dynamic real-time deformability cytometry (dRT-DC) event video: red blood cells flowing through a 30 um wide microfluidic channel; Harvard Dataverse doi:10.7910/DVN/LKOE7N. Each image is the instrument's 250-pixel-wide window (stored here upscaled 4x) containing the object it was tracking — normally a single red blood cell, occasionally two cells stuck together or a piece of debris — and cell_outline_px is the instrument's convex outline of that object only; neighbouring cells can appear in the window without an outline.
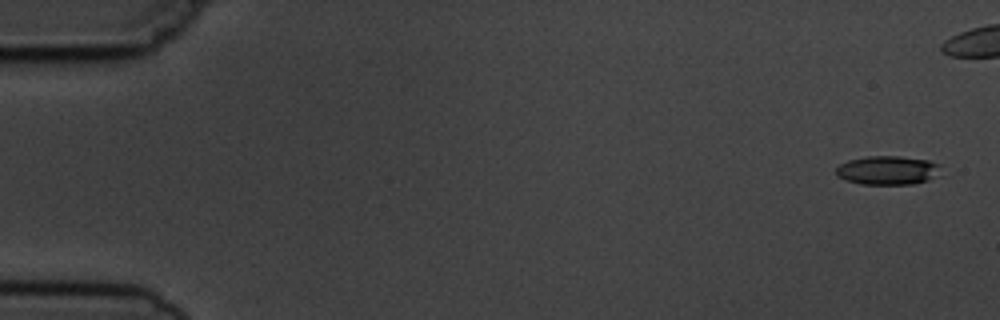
{"species": "common noctule bat (a hibernating species)", "species_latin": "Nyctalus noctula", "temperature_condition": "cold", "stored_images_in_passage": 7, "camera_frame_rate_fps": 3000, "um_per_image_px": 0.085, "animal": {"sex": "male", "body_mass_g": 19.5, "forearm_length_mm": 54.6}, "frame": {"image": 1, "passage_image": 1, "time_ms": 0.0, "image_size_px": [1000, 320], "cell_outline_px": [[944, 176], [912, 184], [860, 184], [836, 176], [836, 168], [840, 164], [848, 160], [868, 156], [900, 156], [928, 160], [940, 164]], "centroid_in_image_um": [75.54, 14.47], "position_along_channel_um": 9.5, "area_um2": 17.98}}
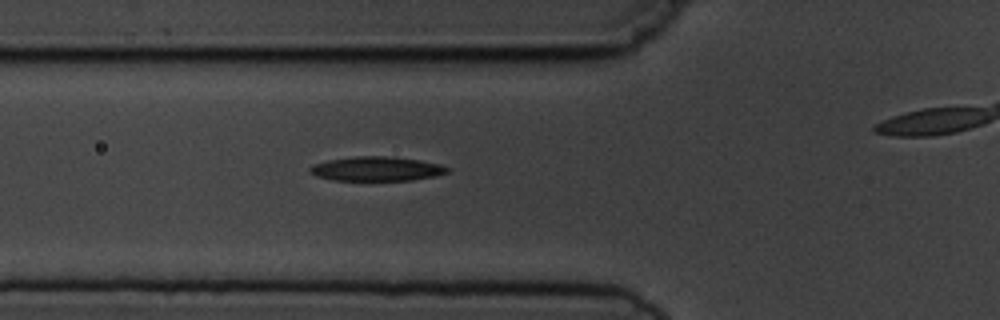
{"frame": {"image": 2, "passage_image": 6, "time_ms": 6.0, "image_size_px": [1000, 320], "cell_outline_px": [[448, 172], [436, 176], [412, 180], [332, 180], [316, 176], [308, 172], [308, 168], [312, 164], [328, 160], [352, 156], [392, 156], [420, 160], [440, 164], [448, 168]], "centroid_in_image_um": [31.97, 14.34], "position_along_channel_um": 93.8, "area_um2": 19.65}}